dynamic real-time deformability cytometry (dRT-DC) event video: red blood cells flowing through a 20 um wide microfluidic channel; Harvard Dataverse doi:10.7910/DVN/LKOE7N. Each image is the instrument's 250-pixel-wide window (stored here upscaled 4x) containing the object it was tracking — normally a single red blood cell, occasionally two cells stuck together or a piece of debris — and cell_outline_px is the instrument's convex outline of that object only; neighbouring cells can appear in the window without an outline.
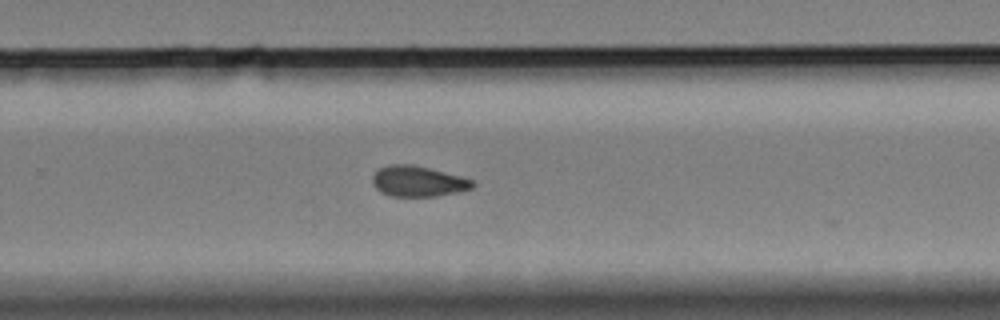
{"species": "Egyptian fruit bat (a non-hibernating species)", "species_latin": "Rousettus aegyptiacus", "temperature_condition": "cold", "stored_images_in_passage": 16, "camera_frame_rate_fps": 3000, "um_per_image_px": 0.085, "animal": {"sex": "female"}, "frame": {"image": 1, "passage_image": 13, "time_ms": 4.0, "image_size_px": [1000, 320], "cell_outline_px": [[476, 184], [472, 188], [456, 192], [436, 196], [392, 196], [380, 192], [372, 184], [372, 176], [380, 168], [388, 164], [412, 164], [476, 180]], "centroid_in_image_um": [35.53, 15.41], "position_along_channel_um": 294.3, "area_um2": 17.86}}